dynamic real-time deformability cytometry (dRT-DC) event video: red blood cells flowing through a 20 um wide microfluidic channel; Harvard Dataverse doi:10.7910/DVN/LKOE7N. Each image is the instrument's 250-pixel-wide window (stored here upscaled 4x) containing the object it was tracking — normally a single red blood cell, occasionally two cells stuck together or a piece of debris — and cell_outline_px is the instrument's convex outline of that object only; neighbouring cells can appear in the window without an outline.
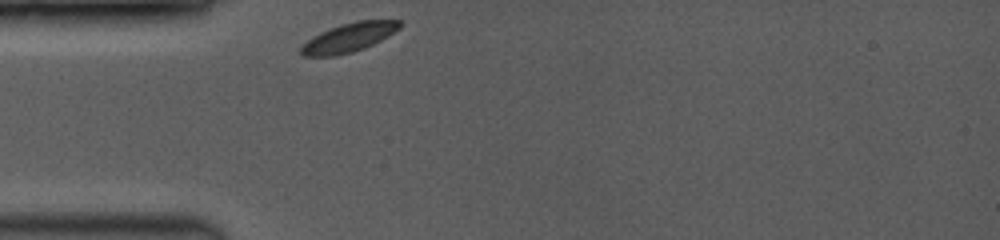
{"species": "common noctule bat (a hibernating species)", "species_latin": "Nyctalus noctula", "temperature_condition": "room temperature", "stored_images_in_passage": 22, "camera_frame_rate_fps": 3500, "um_per_image_px": 0.085, "animal": {"sex": "female", "body_mass_g": 19.0, "forearm_length_mm": 53.3}, "frame": {"image": 1, "passage_image": 1, "time_ms": 0.0, "image_size_px": [1000, 240], "cell_outline_px": [[400, 28], [388, 36], [364, 48], [352, 52], [336, 56], [304, 56], [300, 52], [300, 48], [312, 36], [320, 32], [340, 24], [356, 20], [400, 20]], "centroid_in_image_um": [29.64, 3.18], "position_along_channel_um": 55.4, "area_um2": 16.59}}
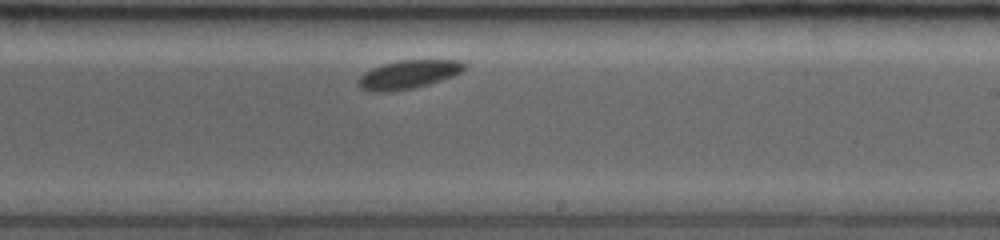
{"frame": {"image": 2, "passage_image": 13, "time_ms": 5.429, "image_size_px": [1000, 240], "cell_outline_px": [[468, 68], [452, 76], [428, 84], [412, 88], [392, 92], [372, 92], [360, 88], [356, 80], [364, 72], [380, 64], [400, 60], [460, 60], [468, 64]], "centroid_in_image_um": [34.69, 6.33], "position_along_channel_um": 254.3, "area_um2": 17.86}}
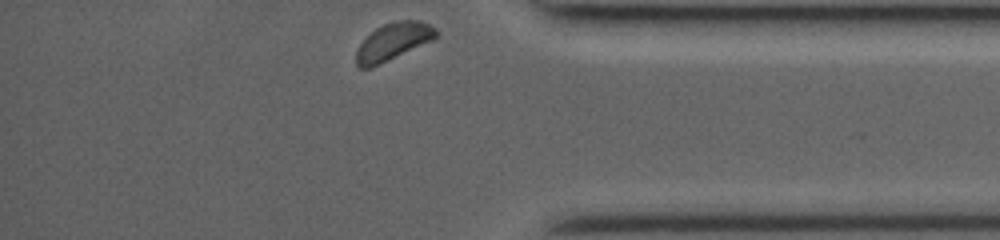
{"frame": {"image": 3, "passage_image": 22, "time_ms": 9.429, "image_size_px": [1000, 240], "cell_outline_px": [[440, 32], [432, 40], [372, 68], [360, 68], [356, 64], [356, 52], [360, 44], [376, 28], [392, 20], [420, 20], [436, 28]], "centroid_in_image_um": [33.43, 3.53], "position_along_channel_um": 401.8, "area_um2": 17.28}, "authors_computed_cell_mechanics": {"area_um2": 17.6579, "velocity_mm_per_s": 3.7915, "shape_relaxation_time_tau1_ms": 0.5499, "shape_relaxation_time_tau2_ms": null, "deformation_change_tau1": 0.0462, "deformation_change_tau2": null}}